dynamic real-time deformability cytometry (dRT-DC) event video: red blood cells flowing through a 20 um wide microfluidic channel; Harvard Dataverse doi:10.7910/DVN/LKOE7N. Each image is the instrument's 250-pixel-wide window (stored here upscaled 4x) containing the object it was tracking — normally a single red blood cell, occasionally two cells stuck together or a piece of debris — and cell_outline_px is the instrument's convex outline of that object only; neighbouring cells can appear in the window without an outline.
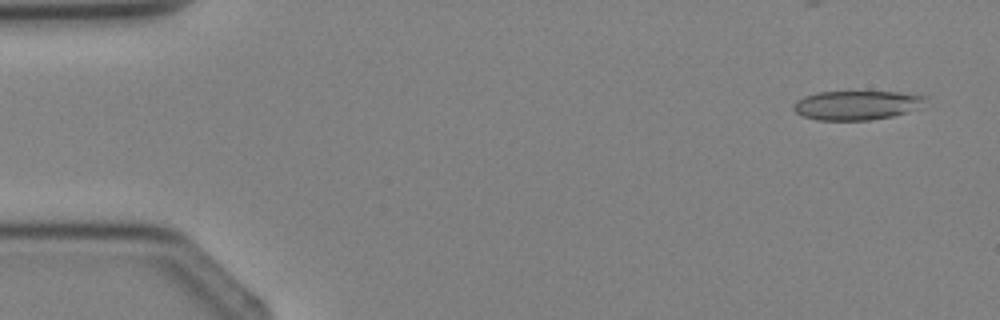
{"species": "Egyptian fruit bat (a non-hibernating species)", "species_latin": "Rousettus aegyptiacus", "temperature_condition": "cold", "stored_images_in_passage": 4, "camera_frame_rate_fps": 3000, "um_per_image_px": 0.085, "animal": {"sex": "female"}, "frame": {"image": 1, "passage_image": 4, "time_ms": 3.333, "image_size_px": [1000, 320], "cell_outline_px": [[928, 96], [904, 112], [892, 116], [868, 120], [816, 120], [804, 116], [796, 112], [792, 108], [792, 104], [796, 100], [804, 96], [820, 92], [900, 92]], "centroid_in_image_um": [72.66, 8.94], "position_along_channel_um": 12.3, "area_um2": 21.79}}